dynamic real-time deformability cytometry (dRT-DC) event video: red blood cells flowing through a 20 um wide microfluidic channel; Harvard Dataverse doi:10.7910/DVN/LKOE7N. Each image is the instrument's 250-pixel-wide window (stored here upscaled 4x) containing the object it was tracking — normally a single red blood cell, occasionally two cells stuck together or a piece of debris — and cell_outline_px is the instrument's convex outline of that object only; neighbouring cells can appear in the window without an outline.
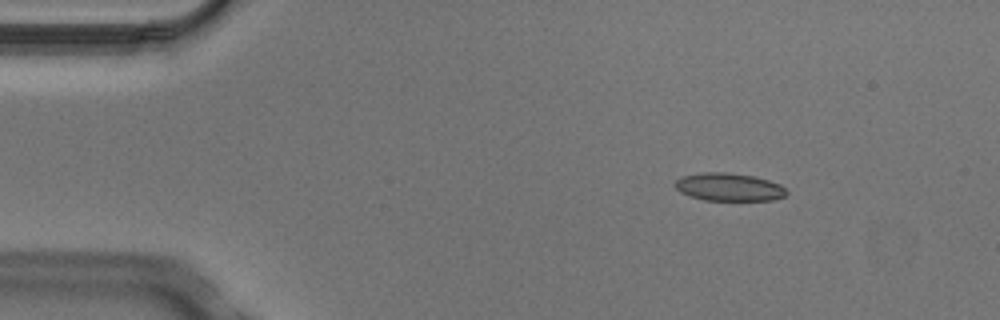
{"species": "Egyptian fruit bat (a non-hibernating species)", "species_latin": "Rousettus aegyptiacus", "temperature_condition": "cold", "stored_images_in_passage": 5, "camera_frame_rate_fps": 3000, "um_per_image_px": 0.085, "animal": {"sex": "male"}, "frame": {"image": 1, "passage_image": 3, "time_ms": 0.667, "image_size_px": [1000, 320], "cell_outline_px": [[788, 192], [784, 196], [772, 200], [704, 200], [680, 192], [676, 188], [676, 180], [680, 176], [704, 172], [728, 172], [752, 176], [768, 180], [780, 184]], "centroid_in_image_um": [61.95, 15.89], "position_along_channel_um": 23.0, "area_um2": 17.98}}